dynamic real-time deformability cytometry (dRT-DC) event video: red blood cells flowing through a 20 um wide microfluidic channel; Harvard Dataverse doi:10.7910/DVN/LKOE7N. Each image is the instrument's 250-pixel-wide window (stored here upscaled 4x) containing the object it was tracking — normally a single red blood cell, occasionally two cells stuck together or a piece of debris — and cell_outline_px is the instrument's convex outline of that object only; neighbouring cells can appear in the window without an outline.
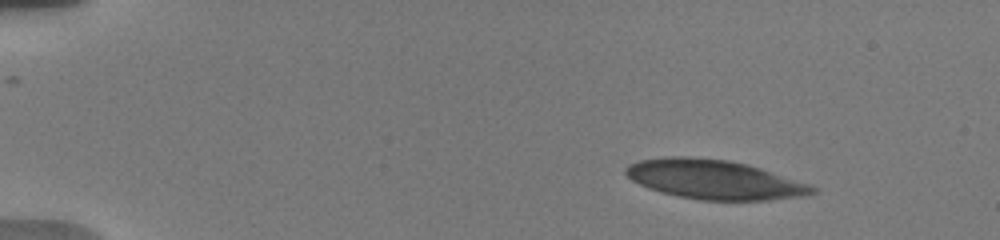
{"species": "human", "species_latin": "Homo sapiens", "temperature_condition": "warm", "stored_images_in_passage": 42, "camera_frame_rate_fps": 3000, "um_per_image_px": 0.085, "donor": {"sex": "male"}, "frame": {"image": 1, "passage_image": 1, "time_ms": 0.0, "image_size_px": [1000, 240], "cell_outline_px": [[816, 192], [800, 196], [768, 200], [700, 200], [660, 192], [648, 188], [632, 180], [624, 172], [624, 168], [628, 164], [640, 160], [672, 156], [688, 156], [728, 160], [760, 168], [808, 184], [816, 188]], "centroid_in_image_um": [60.65, 15.25], "position_along_channel_um": 24.3, "area_um2": 42.25}}
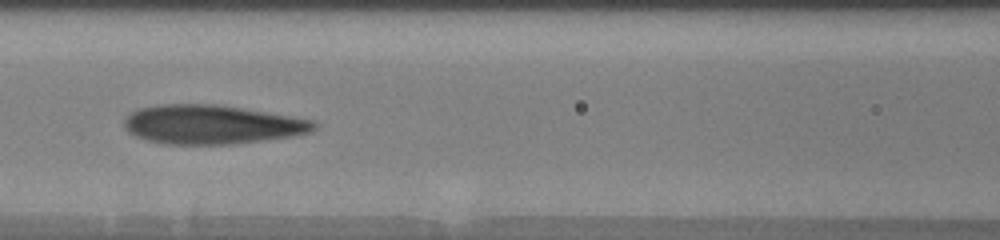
{"frame": {"image": 2, "passage_image": 17, "time_ms": 6.0, "image_size_px": [1000, 240], "cell_outline_px": [[320, 124], [312, 132], [292, 136], [264, 140], [232, 144], [164, 144], [148, 140], [136, 136], [128, 132], [124, 124], [124, 116], [136, 108], [160, 104], [216, 104], [316, 120]], "centroid_in_image_um": [18.0, 10.58], "position_along_channel_um": 148.6, "area_um2": 43.47}}
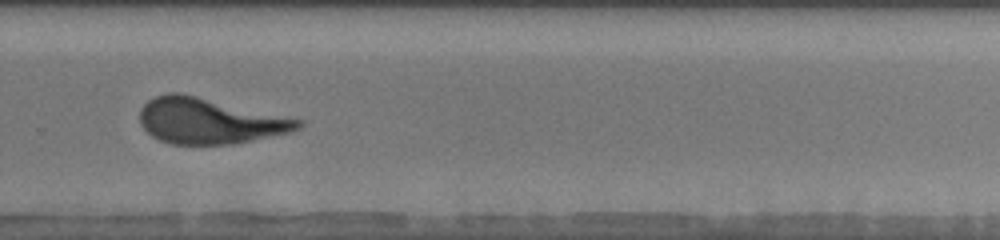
{"frame": {"image": 3, "passage_image": 29, "time_ms": 10.333, "image_size_px": [1000, 240], "cell_outline_px": [[304, 124], [300, 128], [288, 132], [232, 144], [172, 144], [160, 140], [152, 136], [140, 124], [140, 108], [148, 100], [156, 96], [168, 92], [180, 92], [304, 120]], "centroid_in_image_um": [17.78, 10.26], "position_along_channel_um": 312.0, "area_um2": 41.96}, "authors_computed_cell_mechanics": {"area_um2": 42.772, "velocity_mm_per_s": 3.7802, "shape_relaxation_time_tau1_ms": 6.5519, "shape_relaxation_time_tau2_ms": 1.4938, "deformation_change_tau1": 0.2421, "deformation_change_tau2": 0.1157}}